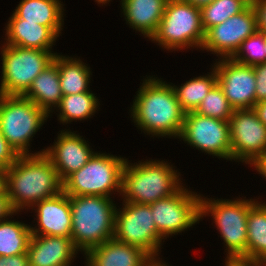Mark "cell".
Masks as SVG:
<instances>
[{"instance_id": "obj_1", "label": "cell", "mask_w": 266, "mask_h": 266, "mask_svg": "<svg viewBox=\"0 0 266 266\" xmlns=\"http://www.w3.org/2000/svg\"><path fill=\"white\" fill-rule=\"evenodd\" d=\"M137 92L130 109L136 126L152 136L179 138L186 113L179 105L172 84L149 76Z\"/></svg>"}, {"instance_id": "obj_2", "label": "cell", "mask_w": 266, "mask_h": 266, "mask_svg": "<svg viewBox=\"0 0 266 266\" xmlns=\"http://www.w3.org/2000/svg\"><path fill=\"white\" fill-rule=\"evenodd\" d=\"M6 187L13 210L20 212L62 192L63 182L50 159L40 153L20 155L6 170Z\"/></svg>"}, {"instance_id": "obj_3", "label": "cell", "mask_w": 266, "mask_h": 266, "mask_svg": "<svg viewBox=\"0 0 266 266\" xmlns=\"http://www.w3.org/2000/svg\"><path fill=\"white\" fill-rule=\"evenodd\" d=\"M74 246L84 252L114 237L116 204L109 197L70 196Z\"/></svg>"}, {"instance_id": "obj_4", "label": "cell", "mask_w": 266, "mask_h": 266, "mask_svg": "<svg viewBox=\"0 0 266 266\" xmlns=\"http://www.w3.org/2000/svg\"><path fill=\"white\" fill-rule=\"evenodd\" d=\"M128 162L126 160L122 171L121 195L125 202L151 204L182 187L180 174L165 161L151 159L136 165Z\"/></svg>"}, {"instance_id": "obj_5", "label": "cell", "mask_w": 266, "mask_h": 266, "mask_svg": "<svg viewBox=\"0 0 266 266\" xmlns=\"http://www.w3.org/2000/svg\"><path fill=\"white\" fill-rule=\"evenodd\" d=\"M210 199L201 196V218L210 213L214 219L228 253L225 259L247 261V218L257 199Z\"/></svg>"}, {"instance_id": "obj_6", "label": "cell", "mask_w": 266, "mask_h": 266, "mask_svg": "<svg viewBox=\"0 0 266 266\" xmlns=\"http://www.w3.org/2000/svg\"><path fill=\"white\" fill-rule=\"evenodd\" d=\"M126 158L95 152L78 171L63 181L68 196H103L111 198L112 191L122 192V171Z\"/></svg>"}, {"instance_id": "obj_7", "label": "cell", "mask_w": 266, "mask_h": 266, "mask_svg": "<svg viewBox=\"0 0 266 266\" xmlns=\"http://www.w3.org/2000/svg\"><path fill=\"white\" fill-rule=\"evenodd\" d=\"M48 114L21 95L0 94V130L19 155H34L28 147L34 134L44 125Z\"/></svg>"}, {"instance_id": "obj_8", "label": "cell", "mask_w": 266, "mask_h": 266, "mask_svg": "<svg viewBox=\"0 0 266 266\" xmlns=\"http://www.w3.org/2000/svg\"><path fill=\"white\" fill-rule=\"evenodd\" d=\"M204 37L200 8L184 0H168L158 28L150 40L168 51H178L190 47L201 49Z\"/></svg>"}, {"instance_id": "obj_9", "label": "cell", "mask_w": 266, "mask_h": 266, "mask_svg": "<svg viewBox=\"0 0 266 266\" xmlns=\"http://www.w3.org/2000/svg\"><path fill=\"white\" fill-rule=\"evenodd\" d=\"M52 52L3 44L0 94L23 96L33 80L54 61L57 53Z\"/></svg>"}, {"instance_id": "obj_10", "label": "cell", "mask_w": 266, "mask_h": 266, "mask_svg": "<svg viewBox=\"0 0 266 266\" xmlns=\"http://www.w3.org/2000/svg\"><path fill=\"white\" fill-rule=\"evenodd\" d=\"M123 208L115 212L114 238L142 248L155 261L159 260L162 237L157 231L150 204L123 201Z\"/></svg>"}, {"instance_id": "obj_11", "label": "cell", "mask_w": 266, "mask_h": 266, "mask_svg": "<svg viewBox=\"0 0 266 266\" xmlns=\"http://www.w3.org/2000/svg\"><path fill=\"white\" fill-rule=\"evenodd\" d=\"M150 206L157 231L163 239L190 229L201 219V196L184 186Z\"/></svg>"}, {"instance_id": "obj_12", "label": "cell", "mask_w": 266, "mask_h": 266, "mask_svg": "<svg viewBox=\"0 0 266 266\" xmlns=\"http://www.w3.org/2000/svg\"><path fill=\"white\" fill-rule=\"evenodd\" d=\"M180 138L188 145L200 149L206 154L231 160L228 121L195 112L186 113Z\"/></svg>"}, {"instance_id": "obj_13", "label": "cell", "mask_w": 266, "mask_h": 266, "mask_svg": "<svg viewBox=\"0 0 266 266\" xmlns=\"http://www.w3.org/2000/svg\"><path fill=\"white\" fill-rule=\"evenodd\" d=\"M228 123L231 161L251 164L266 153V126L254 108L235 109Z\"/></svg>"}, {"instance_id": "obj_14", "label": "cell", "mask_w": 266, "mask_h": 266, "mask_svg": "<svg viewBox=\"0 0 266 266\" xmlns=\"http://www.w3.org/2000/svg\"><path fill=\"white\" fill-rule=\"evenodd\" d=\"M257 31L253 8H245L223 23L209 28L205 32L201 50L218 54L217 56H220V59L232 58L240 48L241 43Z\"/></svg>"}, {"instance_id": "obj_15", "label": "cell", "mask_w": 266, "mask_h": 266, "mask_svg": "<svg viewBox=\"0 0 266 266\" xmlns=\"http://www.w3.org/2000/svg\"><path fill=\"white\" fill-rule=\"evenodd\" d=\"M217 84L235 109H250L256 104V76L253 66L243 65L232 58L215 61Z\"/></svg>"}, {"instance_id": "obj_16", "label": "cell", "mask_w": 266, "mask_h": 266, "mask_svg": "<svg viewBox=\"0 0 266 266\" xmlns=\"http://www.w3.org/2000/svg\"><path fill=\"white\" fill-rule=\"evenodd\" d=\"M57 141L43 153L50 159L63 182L73 172L82 168L95 153L82 136L71 130H62Z\"/></svg>"}, {"instance_id": "obj_17", "label": "cell", "mask_w": 266, "mask_h": 266, "mask_svg": "<svg viewBox=\"0 0 266 266\" xmlns=\"http://www.w3.org/2000/svg\"><path fill=\"white\" fill-rule=\"evenodd\" d=\"M31 209L37 213L38 222V228L30 226L32 235L71 237L70 196L64 191L37 202Z\"/></svg>"}, {"instance_id": "obj_18", "label": "cell", "mask_w": 266, "mask_h": 266, "mask_svg": "<svg viewBox=\"0 0 266 266\" xmlns=\"http://www.w3.org/2000/svg\"><path fill=\"white\" fill-rule=\"evenodd\" d=\"M84 255L86 266H149L154 261L142 248L114 237L90 248Z\"/></svg>"}, {"instance_id": "obj_19", "label": "cell", "mask_w": 266, "mask_h": 266, "mask_svg": "<svg viewBox=\"0 0 266 266\" xmlns=\"http://www.w3.org/2000/svg\"><path fill=\"white\" fill-rule=\"evenodd\" d=\"M77 251L71 237L32 235L27 249L29 266H71Z\"/></svg>"}, {"instance_id": "obj_20", "label": "cell", "mask_w": 266, "mask_h": 266, "mask_svg": "<svg viewBox=\"0 0 266 266\" xmlns=\"http://www.w3.org/2000/svg\"><path fill=\"white\" fill-rule=\"evenodd\" d=\"M4 44L38 50H52L58 36L47 26L27 22L14 13L6 26Z\"/></svg>"}, {"instance_id": "obj_21", "label": "cell", "mask_w": 266, "mask_h": 266, "mask_svg": "<svg viewBox=\"0 0 266 266\" xmlns=\"http://www.w3.org/2000/svg\"><path fill=\"white\" fill-rule=\"evenodd\" d=\"M120 2L126 24L150 39L158 28L168 0H121Z\"/></svg>"}, {"instance_id": "obj_22", "label": "cell", "mask_w": 266, "mask_h": 266, "mask_svg": "<svg viewBox=\"0 0 266 266\" xmlns=\"http://www.w3.org/2000/svg\"><path fill=\"white\" fill-rule=\"evenodd\" d=\"M63 6L60 0H22L13 13L27 22L49 27L59 37L64 22Z\"/></svg>"}, {"instance_id": "obj_23", "label": "cell", "mask_w": 266, "mask_h": 266, "mask_svg": "<svg viewBox=\"0 0 266 266\" xmlns=\"http://www.w3.org/2000/svg\"><path fill=\"white\" fill-rule=\"evenodd\" d=\"M23 96L43 109L48 115L50 112L52 113L53 107H57L63 97L58 66L52 62L33 80L30 88Z\"/></svg>"}, {"instance_id": "obj_24", "label": "cell", "mask_w": 266, "mask_h": 266, "mask_svg": "<svg viewBox=\"0 0 266 266\" xmlns=\"http://www.w3.org/2000/svg\"><path fill=\"white\" fill-rule=\"evenodd\" d=\"M58 66L59 81L63 95L88 92L92 75L90 67L81 59L56 54L54 61Z\"/></svg>"}, {"instance_id": "obj_25", "label": "cell", "mask_w": 266, "mask_h": 266, "mask_svg": "<svg viewBox=\"0 0 266 266\" xmlns=\"http://www.w3.org/2000/svg\"><path fill=\"white\" fill-rule=\"evenodd\" d=\"M247 261L266 263V204L258 201L247 218Z\"/></svg>"}, {"instance_id": "obj_26", "label": "cell", "mask_w": 266, "mask_h": 266, "mask_svg": "<svg viewBox=\"0 0 266 266\" xmlns=\"http://www.w3.org/2000/svg\"><path fill=\"white\" fill-rule=\"evenodd\" d=\"M212 69L211 74L190 79L180 87L172 85L179 105L185 113L195 112L210 89L217 83L215 68Z\"/></svg>"}, {"instance_id": "obj_27", "label": "cell", "mask_w": 266, "mask_h": 266, "mask_svg": "<svg viewBox=\"0 0 266 266\" xmlns=\"http://www.w3.org/2000/svg\"><path fill=\"white\" fill-rule=\"evenodd\" d=\"M31 237L30 225L8 218L0 221V256L27 253Z\"/></svg>"}, {"instance_id": "obj_28", "label": "cell", "mask_w": 266, "mask_h": 266, "mask_svg": "<svg viewBox=\"0 0 266 266\" xmlns=\"http://www.w3.org/2000/svg\"><path fill=\"white\" fill-rule=\"evenodd\" d=\"M98 98L91 92H83L80 94L63 95L58 109V120L62 123H71L75 120H85L91 118L99 107Z\"/></svg>"}, {"instance_id": "obj_29", "label": "cell", "mask_w": 266, "mask_h": 266, "mask_svg": "<svg viewBox=\"0 0 266 266\" xmlns=\"http://www.w3.org/2000/svg\"><path fill=\"white\" fill-rule=\"evenodd\" d=\"M246 7L237 0H214L212 3L202 7L201 24L206 32L228 18L239 14Z\"/></svg>"}, {"instance_id": "obj_30", "label": "cell", "mask_w": 266, "mask_h": 266, "mask_svg": "<svg viewBox=\"0 0 266 266\" xmlns=\"http://www.w3.org/2000/svg\"><path fill=\"white\" fill-rule=\"evenodd\" d=\"M234 108L225 97L223 90L216 83L201 101L195 113L216 118L224 121H229Z\"/></svg>"}, {"instance_id": "obj_31", "label": "cell", "mask_w": 266, "mask_h": 266, "mask_svg": "<svg viewBox=\"0 0 266 266\" xmlns=\"http://www.w3.org/2000/svg\"><path fill=\"white\" fill-rule=\"evenodd\" d=\"M232 59L240 64L249 66L266 62L264 32L257 31L246 38Z\"/></svg>"}, {"instance_id": "obj_32", "label": "cell", "mask_w": 266, "mask_h": 266, "mask_svg": "<svg viewBox=\"0 0 266 266\" xmlns=\"http://www.w3.org/2000/svg\"><path fill=\"white\" fill-rule=\"evenodd\" d=\"M0 130V169L7 170L19 158Z\"/></svg>"}, {"instance_id": "obj_33", "label": "cell", "mask_w": 266, "mask_h": 266, "mask_svg": "<svg viewBox=\"0 0 266 266\" xmlns=\"http://www.w3.org/2000/svg\"><path fill=\"white\" fill-rule=\"evenodd\" d=\"M256 76V103L266 100V62L253 66Z\"/></svg>"}, {"instance_id": "obj_34", "label": "cell", "mask_w": 266, "mask_h": 266, "mask_svg": "<svg viewBox=\"0 0 266 266\" xmlns=\"http://www.w3.org/2000/svg\"><path fill=\"white\" fill-rule=\"evenodd\" d=\"M253 10L256 16L257 30L266 32V0H259Z\"/></svg>"}, {"instance_id": "obj_35", "label": "cell", "mask_w": 266, "mask_h": 266, "mask_svg": "<svg viewBox=\"0 0 266 266\" xmlns=\"http://www.w3.org/2000/svg\"><path fill=\"white\" fill-rule=\"evenodd\" d=\"M0 266H29L27 253L15 256H0Z\"/></svg>"}, {"instance_id": "obj_36", "label": "cell", "mask_w": 266, "mask_h": 266, "mask_svg": "<svg viewBox=\"0 0 266 266\" xmlns=\"http://www.w3.org/2000/svg\"><path fill=\"white\" fill-rule=\"evenodd\" d=\"M17 214L10 204L8 195H0V221L6 219L8 216L12 218V215Z\"/></svg>"}, {"instance_id": "obj_37", "label": "cell", "mask_w": 266, "mask_h": 266, "mask_svg": "<svg viewBox=\"0 0 266 266\" xmlns=\"http://www.w3.org/2000/svg\"><path fill=\"white\" fill-rule=\"evenodd\" d=\"M250 165L254 166L255 170L266 179V153L256 158Z\"/></svg>"}, {"instance_id": "obj_38", "label": "cell", "mask_w": 266, "mask_h": 266, "mask_svg": "<svg viewBox=\"0 0 266 266\" xmlns=\"http://www.w3.org/2000/svg\"><path fill=\"white\" fill-rule=\"evenodd\" d=\"M225 266H262L261 263L241 259H225Z\"/></svg>"}, {"instance_id": "obj_39", "label": "cell", "mask_w": 266, "mask_h": 266, "mask_svg": "<svg viewBox=\"0 0 266 266\" xmlns=\"http://www.w3.org/2000/svg\"><path fill=\"white\" fill-rule=\"evenodd\" d=\"M254 110L257 112L260 121L266 126V100L256 103Z\"/></svg>"}, {"instance_id": "obj_40", "label": "cell", "mask_w": 266, "mask_h": 266, "mask_svg": "<svg viewBox=\"0 0 266 266\" xmlns=\"http://www.w3.org/2000/svg\"><path fill=\"white\" fill-rule=\"evenodd\" d=\"M0 195H7L6 170L0 169Z\"/></svg>"}, {"instance_id": "obj_41", "label": "cell", "mask_w": 266, "mask_h": 266, "mask_svg": "<svg viewBox=\"0 0 266 266\" xmlns=\"http://www.w3.org/2000/svg\"><path fill=\"white\" fill-rule=\"evenodd\" d=\"M188 2L189 4H192L193 6L197 8H202L210 3H212L214 0H184Z\"/></svg>"}, {"instance_id": "obj_42", "label": "cell", "mask_w": 266, "mask_h": 266, "mask_svg": "<svg viewBox=\"0 0 266 266\" xmlns=\"http://www.w3.org/2000/svg\"><path fill=\"white\" fill-rule=\"evenodd\" d=\"M243 4L246 8H253L259 0H237Z\"/></svg>"}, {"instance_id": "obj_43", "label": "cell", "mask_w": 266, "mask_h": 266, "mask_svg": "<svg viewBox=\"0 0 266 266\" xmlns=\"http://www.w3.org/2000/svg\"><path fill=\"white\" fill-rule=\"evenodd\" d=\"M151 266H168L166 265L165 263L161 262V260H154L152 263H151Z\"/></svg>"}, {"instance_id": "obj_44", "label": "cell", "mask_w": 266, "mask_h": 266, "mask_svg": "<svg viewBox=\"0 0 266 266\" xmlns=\"http://www.w3.org/2000/svg\"><path fill=\"white\" fill-rule=\"evenodd\" d=\"M96 2H98V4H106L108 2H110V0H95Z\"/></svg>"}, {"instance_id": "obj_45", "label": "cell", "mask_w": 266, "mask_h": 266, "mask_svg": "<svg viewBox=\"0 0 266 266\" xmlns=\"http://www.w3.org/2000/svg\"><path fill=\"white\" fill-rule=\"evenodd\" d=\"M265 54H266V32H264Z\"/></svg>"}]
</instances>
